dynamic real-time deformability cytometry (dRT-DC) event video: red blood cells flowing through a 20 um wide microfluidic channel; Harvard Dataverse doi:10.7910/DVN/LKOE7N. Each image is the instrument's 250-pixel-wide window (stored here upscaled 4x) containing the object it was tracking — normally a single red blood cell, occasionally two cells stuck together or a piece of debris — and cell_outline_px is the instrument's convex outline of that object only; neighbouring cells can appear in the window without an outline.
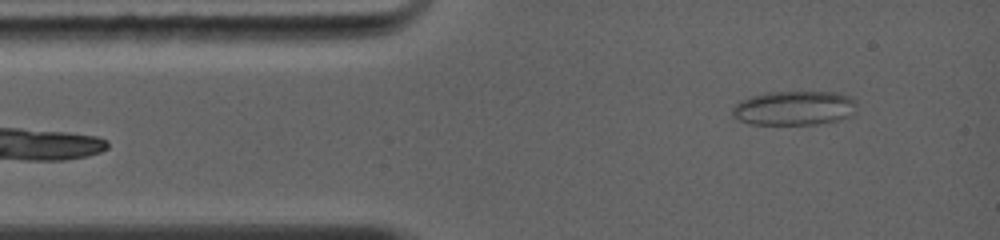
{"species": "common noctule bat (a hibernating species)", "species_latin": "Nyctalus noctula", "temperature_condition": "warm", "stored_images_in_passage": 46, "camera_frame_rate_fps": 5000, "um_per_image_px": 0.085, "animal": {"sex": "female", "body_mass_g": 19.0, "forearm_length_mm": 56.7}, "frame": {"image": 1, "passage_image": 4, "time_ms": 1.0, "image_size_px": [1000, 240], "cell_outline_px": [[856, 116], [840, 120], [816, 124], [752, 124], [736, 120], [732, 116], [732, 108], [740, 100], [752, 96], [776, 92], [836, 92], [852, 96], [856, 100]], "centroid_in_image_um": [67.58, 9.2], "position_along_channel_um": 17.4, "area_um2": 25.26}}
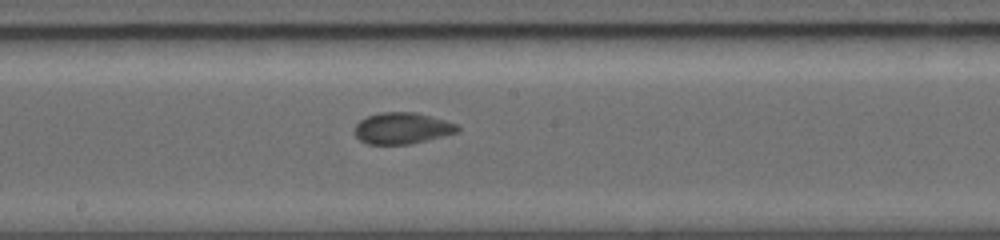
{"frame": {"image": 2, "passage_image": 22, "time_ms": 6.4, "image_size_px": [1000, 240], "cell_outline_px": [[460, 132], [412, 144], [368, 144], [360, 140], [356, 136], [356, 124], [360, 120], [368, 116], [380, 112], [416, 112], [444, 120], [456, 124], [460, 128]], "centroid_in_image_um": [34.21, 10.9], "position_along_channel_um": 214.0, "area_um2": 18.79}}
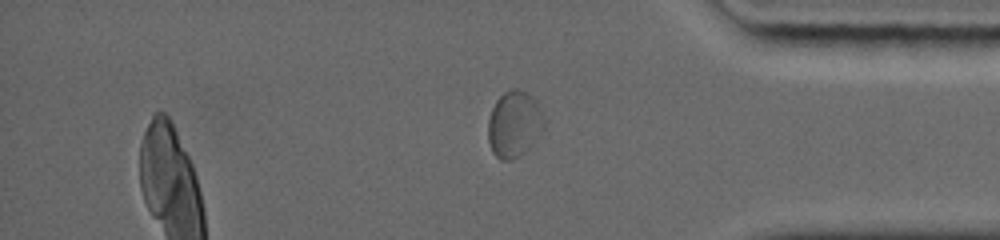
{"frame": {"image": 3, "passage_image": 38, "time_ms": 10.8, "image_size_px": [1000, 240], "cell_outline_px": [[544, 128], [536, 140], [520, 156], [512, 160], [500, 160], [492, 152], [488, 140], [488, 120], [492, 108], [496, 100], [504, 92], [512, 88], [516, 88], [532, 96], [536, 100], [544, 124]], "centroid_in_image_um": [43.68, 10.57], "position_along_channel_um": 391.5, "area_um2": 21.56}}